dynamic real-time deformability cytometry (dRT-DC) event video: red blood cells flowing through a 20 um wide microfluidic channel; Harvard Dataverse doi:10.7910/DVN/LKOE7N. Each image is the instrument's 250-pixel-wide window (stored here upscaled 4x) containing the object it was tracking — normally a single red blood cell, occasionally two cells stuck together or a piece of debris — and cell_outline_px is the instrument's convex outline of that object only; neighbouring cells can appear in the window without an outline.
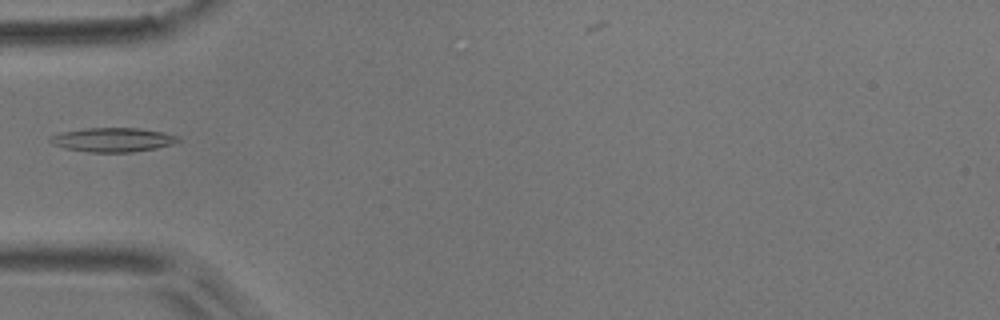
{"species": "common noctule bat (a hibernating species)", "species_latin": "Nyctalus noctula", "temperature_condition": "room temperature", "stored_images_in_passage": 1, "camera_frame_rate_fps": 3000, "um_per_image_px": 0.085, "animal": {"sex": "male", "body_mass_g": 17.9}, "frame": {"image": 1, "passage_image": 1, "time_ms": 0.0, "image_size_px": [1000, 320], "cell_outline_px": [[180, 140], [172, 144], [156, 148], [132, 152], [88, 152], [64, 148], [52, 144], [48, 140], [48, 136], [60, 132], [84, 128], [136, 128], [160, 132], [176, 136]], "centroid_in_image_um": [9.49, 11.88], "position_along_channel_um": 75.5, "area_um2": 17.92}}